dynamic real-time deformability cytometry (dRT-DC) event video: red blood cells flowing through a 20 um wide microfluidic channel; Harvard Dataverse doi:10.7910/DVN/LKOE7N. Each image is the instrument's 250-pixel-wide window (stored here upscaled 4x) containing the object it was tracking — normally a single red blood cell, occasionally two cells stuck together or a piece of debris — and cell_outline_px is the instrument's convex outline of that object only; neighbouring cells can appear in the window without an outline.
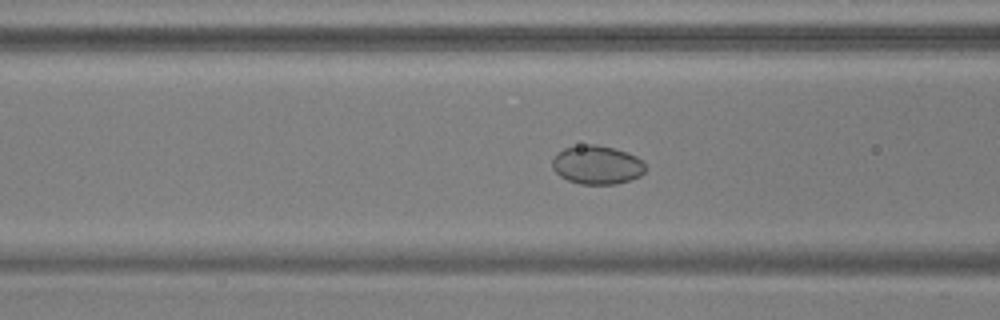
{"species": "common noctule bat (a hibernating species)", "species_latin": "Nyctalus noctula", "temperature_condition": "warm", "stored_images_in_passage": 44, "camera_frame_rate_fps": 3000, "um_per_image_px": 0.085, "animal": {"sex": "male", "body_mass_g": 17.9, "forearm_length_mm": 54.2}, "frame": {"image": 1, "passage_image": 12, "time_ms": 3.667, "image_size_px": [1000, 320], "cell_outline_px": [[644, 172], [640, 176], [616, 184], [580, 184], [568, 180], [560, 176], [552, 168], [552, 160], [556, 152], [564, 148], [588, 144], [596, 144], [612, 148], [636, 156], [644, 164]], "centroid_in_image_um": [50.7, 14.02], "position_along_channel_um": 115.9, "area_um2": 20.81}}
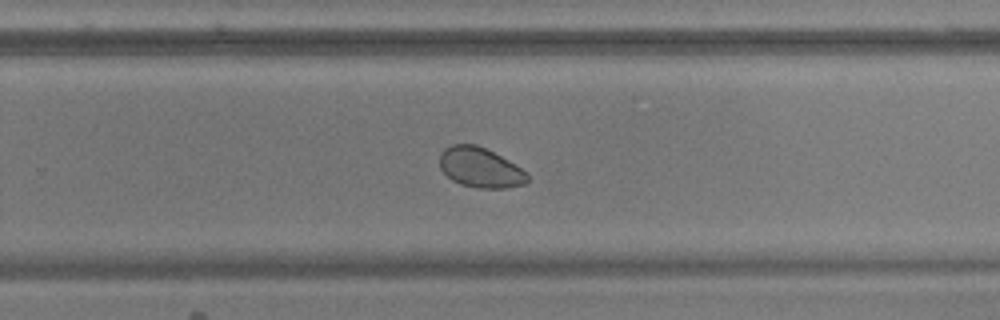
{"frame": {"image": 2, "passage_image": 26, "time_ms": 8.333, "image_size_px": [1000, 320], "cell_outline_px": [[528, 180], [524, 184], [504, 188], [476, 188], [460, 184], [452, 180], [440, 168], [440, 156], [444, 148], [452, 144], [476, 144], [508, 160], [520, 168], [528, 176]], "centroid_in_image_um": [40.79, 14.25], "position_along_channel_um": 289.0, "area_um2": 20.17}}
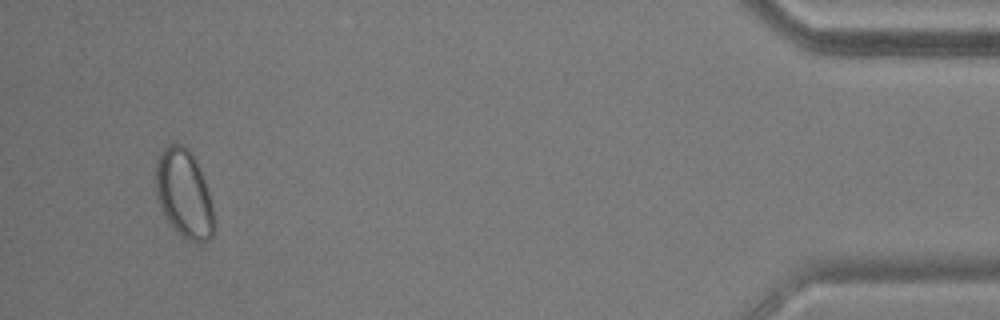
{"frame": {"image": 3, "passage_image": 42, "time_ms": 13.667, "image_size_px": [1000, 320], "cell_outline_px": [[216, 228], [212, 236], [208, 240], [200, 244], [188, 240], [176, 232], [168, 220], [156, 196], [156, 164], [164, 148], [168, 144], [176, 140], [188, 148], [196, 160], [200, 168], [212, 204]], "centroid_in_image_um": [15.67, 16.48], "position_along_channel_um": 419.5, "area_um2": 30.17}}